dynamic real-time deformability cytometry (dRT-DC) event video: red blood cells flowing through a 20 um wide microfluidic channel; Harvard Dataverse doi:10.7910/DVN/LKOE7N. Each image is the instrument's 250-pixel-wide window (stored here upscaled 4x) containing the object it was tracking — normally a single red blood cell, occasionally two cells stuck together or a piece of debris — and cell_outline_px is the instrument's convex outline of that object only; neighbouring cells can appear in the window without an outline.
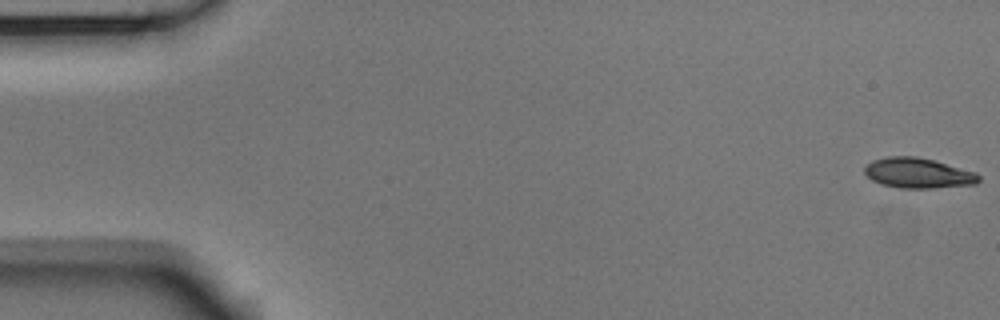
{"species": "Egyptian fruit bat (a non-hibernating species)", "species_latin": "Rousettus aegyptiacus", "temperature_condition": "room temperature", "stored_images_in_passage": 55, "camera_frame_rate_fps": 3000, "um_per_image_px": 0.085, "animal": {"sex": "male"}, "frame": {"image": 1, "passage_image": 1, "time_ms": 0.0, "image_size_px": [1000, 320], "cell_outline_px": [[980, 180], [976, 184], [932, 188], [900, 188], [880, 184], [872, 180], [864, 172], [864, 168], [872, 160], [888, 156], [916, 156], [932, 160], [976, 172], [980, 176]], "centroid_in_image_um": [78.03, 14.71], "position_along_channel_um": 7.0, "area_um2": 20.06}}
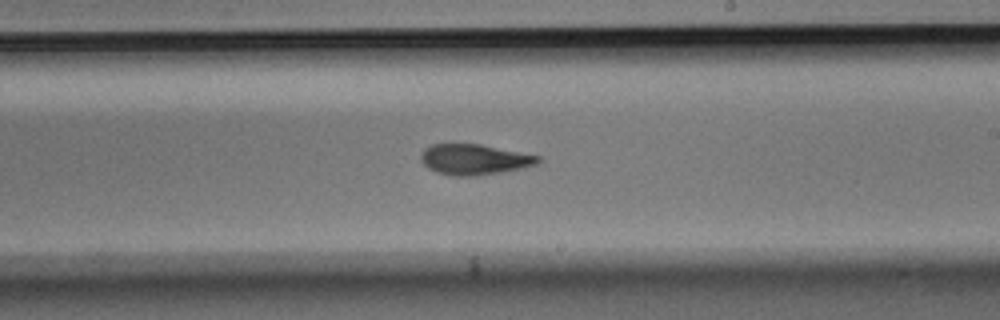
{"frame": {"image": 2, "passage_image": 32, "time_ms": 10.333, "image_size_px": [1000, 320], "cell_outline_px": [[540, 160], [536, 164], [524, 168], [476, 176], [456, 176], [436, 172], [428, 168], [420, 160], [420, 156], [424, 148], [432, 144], [480, 144], [540, 156]], "centroid_in_image_um": [40.29, 13.55], "position_along_channel_um": 248.7, "area_um2": 20.81}}
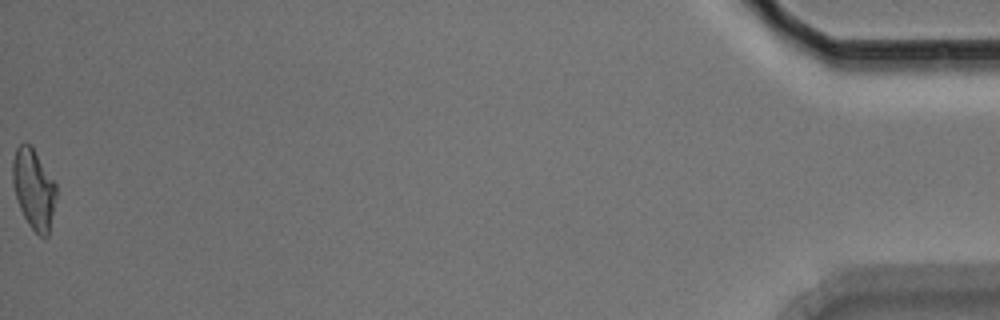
{"frame": {"image": 3, "passage_image": 55, "time_ms": 18.0, "image_size_px": [1000, 320], "cell_outline_px": [[56, 196], [48, 236], [40, 236], [28, 224], [20, 208], [16, 196], [12, 180], [12, 160], [16, 148], [24, 140], [32, 144], [56, 184]], "centroid_in_image_um": [2.85, 15.98], "position_along_channel_um": 432.3, "area_um2": 20.4}, "authors_computed_cell_mechanics": {"area_um2": 20.808, "velocity_mm_per_s": 3.7023, "shape_relaxation_time_tau1_ms": 5.0207, "shape_relaxation_time_tau2_ms": 3.0859, "deformation_change_tau1": 0.1485, "deformation_change_tau2": 0.1042}}